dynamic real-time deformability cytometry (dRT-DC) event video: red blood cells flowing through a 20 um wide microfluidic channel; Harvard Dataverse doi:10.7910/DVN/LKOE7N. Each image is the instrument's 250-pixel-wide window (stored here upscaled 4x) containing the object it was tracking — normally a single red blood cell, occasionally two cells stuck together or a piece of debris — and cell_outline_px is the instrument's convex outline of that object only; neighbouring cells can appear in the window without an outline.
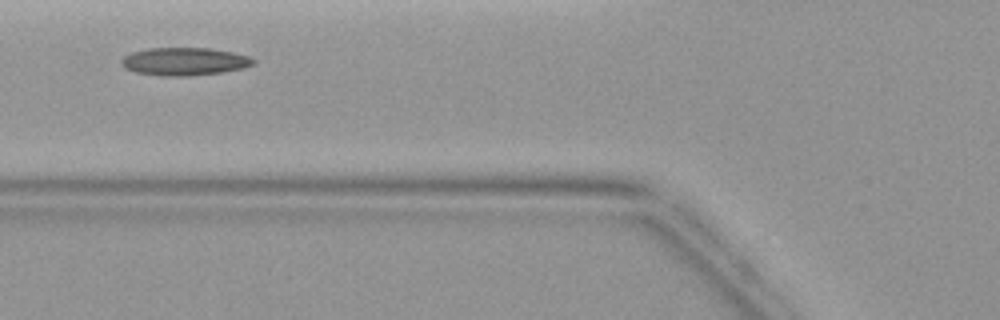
{"species": "common noctule bat (a hibernating species)", "species_latin": "Nyctalus noctula", "temperature_condition": "warm", "stored_images_in_passage": 3, "camera_frame_rate_fps": 3000, "um_per_image_px": 0.085, "animal": {"sex": "female", "body_mass_g": 19.9}, "frame": {"image": 1, "passage_image": 2, "time_ms": 1.667, "image_size_px": [1000, 320], "cell_outline_px": [[256, 60], [252, 64], [244, 68], [220, 72], [188, 76], [164, 76], [136, 72], [124, 68], [120, 64], [120, 60], [124, 56], [132, 52], [148, 48], [208, 48], [232, 52], [248, 56]], "centroid_in_image_um": [15.64, 5.22], "position_along_channel_um": 110.2, "area_um2": 21.33}}